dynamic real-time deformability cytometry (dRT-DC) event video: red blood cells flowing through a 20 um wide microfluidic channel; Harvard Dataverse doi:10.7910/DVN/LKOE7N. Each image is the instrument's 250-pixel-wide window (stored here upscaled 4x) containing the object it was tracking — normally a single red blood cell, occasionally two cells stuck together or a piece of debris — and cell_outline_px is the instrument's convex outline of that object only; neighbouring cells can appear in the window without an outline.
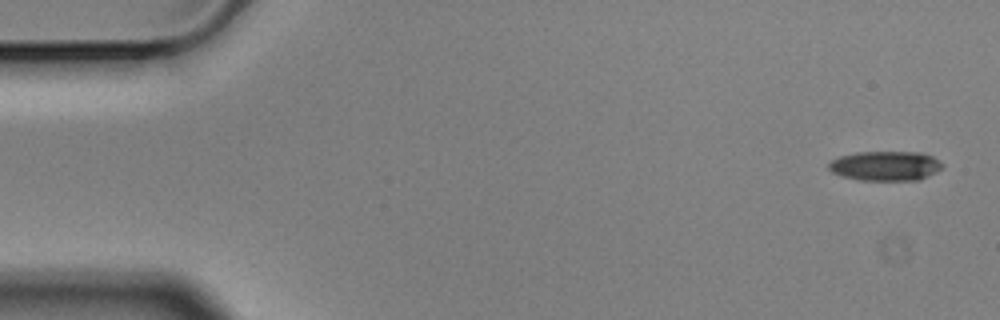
{"species": "Egyptian fruit bat (a non-hibernating species)", "species_latin": "Rousettus aegyptiacus", "temperature_condition": "cold", "stored_images_in_passage": 4, "camera_frame_rate_fps": 3000, "um_per_image_px": 0.085, "animal": {"sex": "male"}, "frame": {"image": 1, "passage_image": 1, "time_ms": 0.0, "image_size_px": [1000, 320], "cell_outline_px": [[944, 168], [920, 180], [860, 180], [844, 176], [832, 172], [828, 168], [828, 164], [832, 160], [840, 156], [856, 152], [920, 152], [932, 156], [940, 160], [944, 164]], "centroid_in_image_um": [75.31, 14.09], "position_along_channel_um": 9.7, "area_um2": 19.71}}
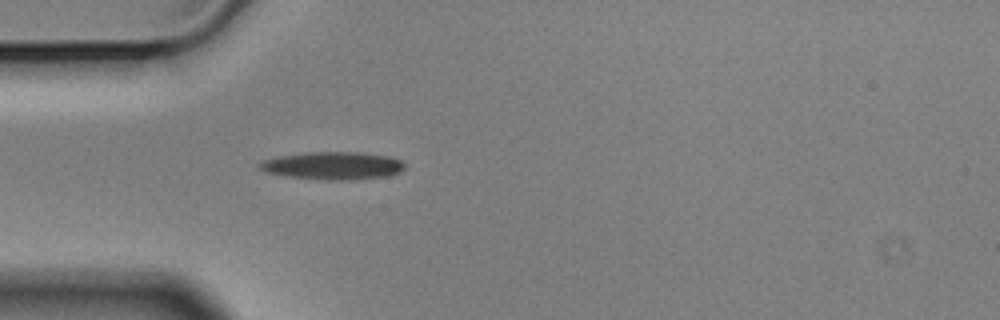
{"frame": {"image": 2, "passage_image": 4, "time_ms": 1.0, "image_size_px": [1000, 320], "cell_outline_px": [[408, 164], [400, 172], [388, 176], [348, 180], [328, 180], [288, 176], [264, 172], [256, 164], [264, 160], [276, 156], [304, 152], [360, 152], [388, 156], [400, 160]], "centroid_in_image_um": [28.29, 14.07], "position_along_channel_um": 56.7, "area_um2": 23.64}}